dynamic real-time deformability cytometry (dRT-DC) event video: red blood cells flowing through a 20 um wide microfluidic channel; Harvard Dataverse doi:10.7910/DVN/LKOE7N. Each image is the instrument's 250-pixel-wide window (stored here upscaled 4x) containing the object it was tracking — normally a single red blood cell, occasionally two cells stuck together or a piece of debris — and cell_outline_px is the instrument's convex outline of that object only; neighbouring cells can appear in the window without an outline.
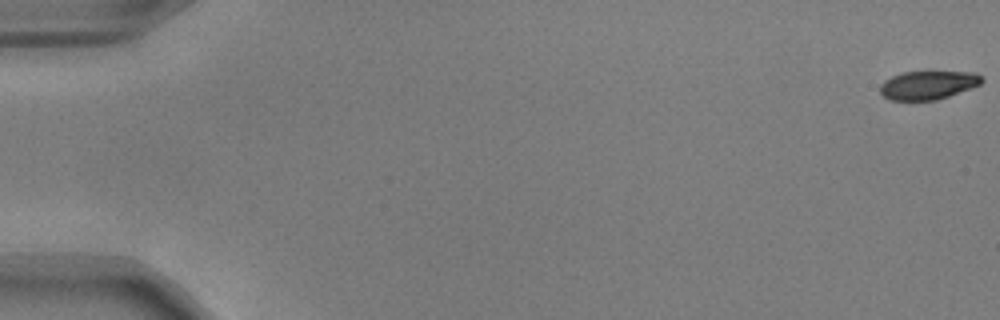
{"species": "common noctule bat (a hibernating species)", "species_latin": "Nyctalus noctula", "temperature_condition": "warm", "stored_images_in_passage": 54, "camera_frame_rate_fps": 3000, "um_per_image_px": 0.085, "animal": {"sex": "male", "body_mass_g": 17.9, "forearm_length_mm": 54.2}, "frame": {"image": 1, "passage_image": 1, "time_ms": 0.0, "image_size_px": [1000, 320], "cell_outline_px": [[984, 80], [980, 84], [948, 96], [936, 100], [888, 100], [880, 92], [880, 84], [884, 80], [892, 76], [904, 72], [976, 72]], "centroid_in_image_um": [78.85, 7.23], "position_along_channel_um": 6.2, "area_um2": 16.76}}
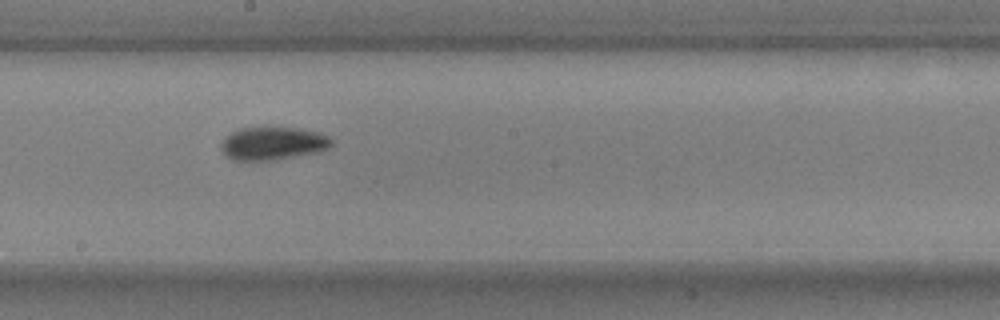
{"frame": {"image": 2, "passage_image": 31, "time_ms": 10.0, "image_size_px": [1000, 320], "cell_outline_px": [[332, 144], [328, 148], [320, 152], [276, 160], [232, 160], [224, 156], [220, 152], [220, 144], [232, 132], [240, 128], [292, 128], [320, 132], [328, 136], [332, 140]], "centroid_in_image_um": [23.18, 12.21], "position_along_channel_um": 225.0, "area_um2": 21.33}}
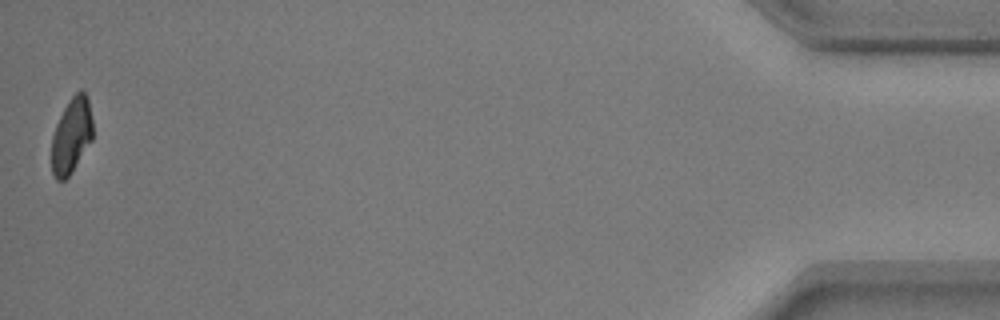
{"frame": {"image": 3, "passage_image": 54, "time_ms": 17.667, "image_size_px": [1000, 320], "cell_outline_px": [[92, 140], [72, 172], [64, 180], [56, 180], [52, 172], [52, 136], [56, 124], [68, 100], [76, 92], [84, 92], [88, 96], [92, 120]], "centroid_in_image_um": [6.08, 11.53], "position_along_channel_um": 429.1, "area_um2": 18.03}, "authors_computed_cell_mechanics": {"area_um2": 19.6231, "velocity_mm_per_s": 3.8068, "shape_relaxation_time_tau1_ms": 2.6152, "shape_relaxation_time_tau2_ms": 2.4587, "deformation_change_tau1": 0.1445, "deformation_change_tau2": 0.0622}}